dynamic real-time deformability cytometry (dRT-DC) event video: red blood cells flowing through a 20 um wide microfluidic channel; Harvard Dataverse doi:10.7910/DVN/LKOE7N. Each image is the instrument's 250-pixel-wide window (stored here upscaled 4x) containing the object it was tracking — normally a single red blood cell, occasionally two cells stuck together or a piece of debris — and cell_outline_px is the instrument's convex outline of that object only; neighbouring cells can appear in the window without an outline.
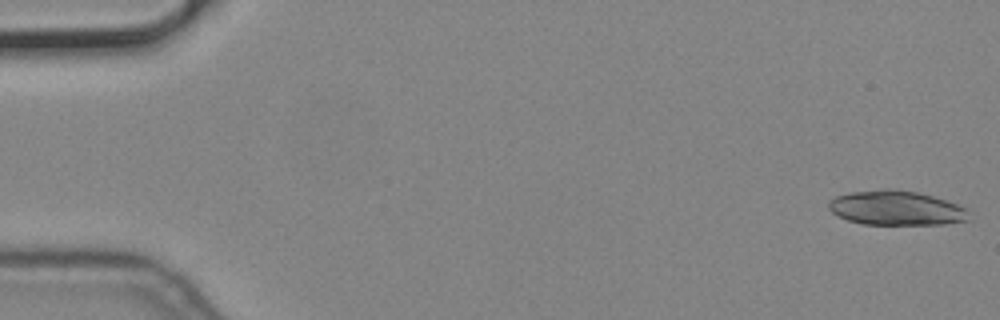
{"species": "common noctule bat (a hibernating species)", "species_latin": "Nyctalus noctula", "temperature_condition": "cold", "stored_images_in_passage": 21, "camera_frame_rate_fps": 3000, "um_per_image_px": 0.085, "animal": {"sex": "male", "body_mass_g": 19.2, "forearm_length_mm": 51.8}, "frame": {"image": 1, "passage_image": 1, "time_ms": 0.0, "image_size_px": [1000, 320], "cell_outline_px": [[968, 220], [944, 224], [864, 224], [848, 220], [832, 212], [828, 208], [828, 200], [836, 196], [852, 192], [884, 188], [892, 188], [916, 192], [932, 196], [968, 208]], "centroid_in_image_um": [76.16, 17.67], "position_along_channel_um": 8.8, "area_um2": 28.09}}
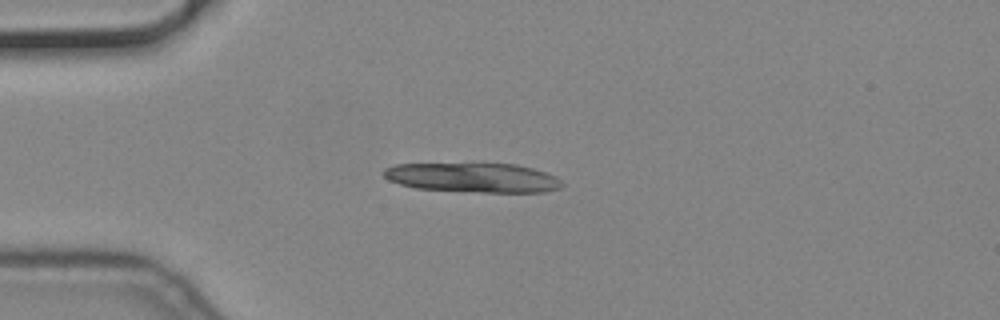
{"frame": {"image": 2, "passage_image": 14, "time_ms": 4.333, "image_size_px": [1000, 320], "cell_outline_px": [[564, 184], [560, 188], [544, 192], [484, 192], [416, 188], [400, 184], [388, 180], [380, 172], [384, 168], [396, 164], [516, 164], [532, 168], [556, 176]], "centroid_in_image_um": [40.19, 15.1], "position_along_channel_um": 44.8, "area_um2": 30.46}}